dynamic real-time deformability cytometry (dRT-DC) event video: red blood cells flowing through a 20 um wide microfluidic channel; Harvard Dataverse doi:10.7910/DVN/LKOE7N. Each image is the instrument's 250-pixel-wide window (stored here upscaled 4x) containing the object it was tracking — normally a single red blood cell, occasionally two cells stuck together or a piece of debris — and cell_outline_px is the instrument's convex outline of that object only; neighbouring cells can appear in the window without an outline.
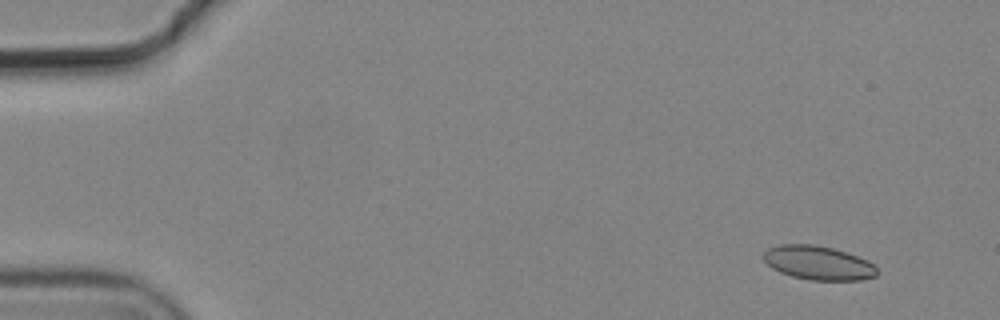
{"species": "common noctule bat (a hibernating species)", "species_latin": "Nyctalus noctula", "temperature_condition": "cold", "stored_images_in_passage": 5, "camera_frame_rate_fps": 3000, "um_per_image_px": 0.085, "animal": {"sex": "male", "body_mass_g": 19.2, "forearm_length_mm": 51.8}, "frame": {"image": 1, "passage_image": 2, "time_ms": 0.333, "image_size_px": [1000, 320], "cell_outline_px": [[880, 272], [876, 276], [860, 280], [812, 280], [792, 276], [780, 272], [772, 268], [764, 260], [764, 252], [768, 248], [780, 244], [812, 244], [832, 248], [868, 260]], "centroid_in_image_um": [69.55, 22.35], "position_along_channel_um": 15.4, "area_um2": 22.31}}